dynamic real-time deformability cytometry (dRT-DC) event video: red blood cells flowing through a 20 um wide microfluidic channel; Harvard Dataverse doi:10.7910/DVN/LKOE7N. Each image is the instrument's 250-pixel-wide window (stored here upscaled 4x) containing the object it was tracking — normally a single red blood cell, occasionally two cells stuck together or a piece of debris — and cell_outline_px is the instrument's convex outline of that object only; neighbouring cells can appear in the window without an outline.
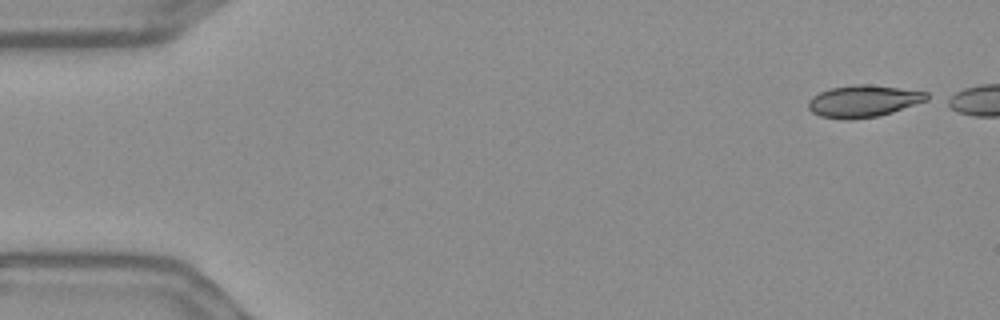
{"species": "Egyptian fruit bat (a non-hibernating species)", "species_latin": "Rousettus aegyptiacus", "temperature_condition": "warm", "stored_images_in_passage": 46, "camera_frame_rate_fps": 3000, "um_per_image_px": 0.085, "frame": {"image": 1, "passage_image": 1, "time_ms": 0.0, "image_size_px": [1000, 320], "cell_outline_px": [[928, 100], [880, 116], [848, 120], [844, 120], [820, 116], [812, 112], [808, 108], [808, 100], [812, 96], [828, 88], [852, 84], [868, 84], [928, 92]], "centroid_in_image_um": [73.35, 8.6], "position_along_channel_um": 11.7, "area_um2": 22.2}}
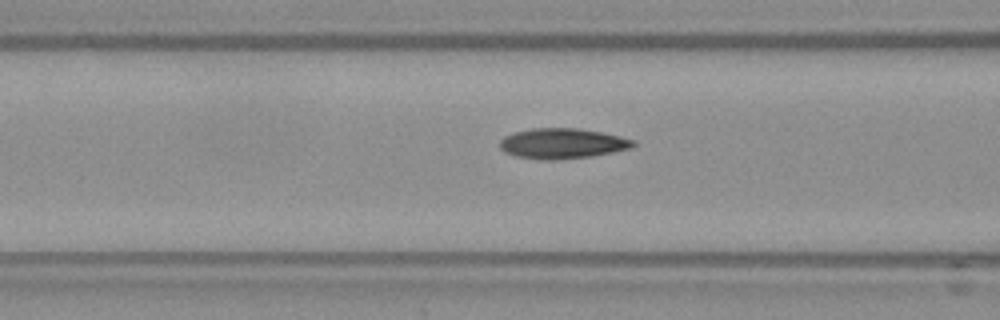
{"frame": {"image": 2, "passage_image": 20, "time_ms": 6.333, "image_size_px": [1000, 320], "cell_outline_px": [[636, 144], [632, 148], [592, 156], [556, 160], [540, 160], [516, 156], [504, 152], [500, 148], [500, 140], [504, 136], [512, 132], [532, 128], [576, 128], [600, 132], [620, 136], [636, 140]], "centroid_in_image_um": [47.78, 12.2], "position_along_channel_um": 118.8, "area_um2": 23.76}}
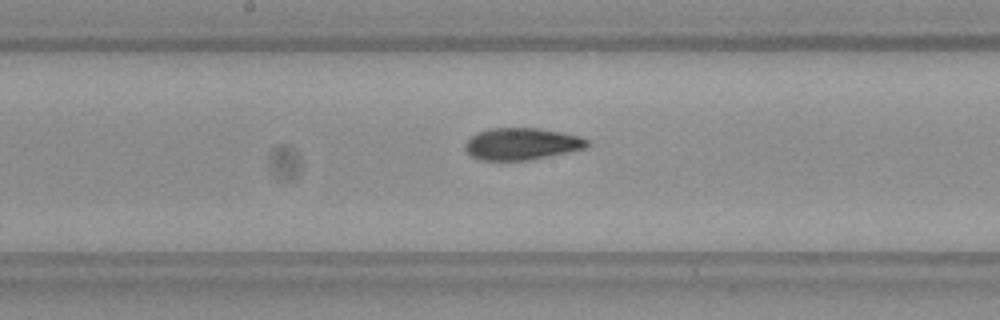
{"frame": {"image": 3, "passage_image": 27, "time_ms": 8.667, "image_size_px": [1000, 320], "cell_outline_px": [[592, 144], [584, 148], [568, 152], [528, 160], [480, 160], [472, 156], [464, 148], [464, 144], [476, 132], [488, 128], [540, 128], [580, 136], [592, 140]], "centroid_in_image_um": [44.37, 12.22], "position_along_channel_um": 203.8, "area_um2": 22.83}}